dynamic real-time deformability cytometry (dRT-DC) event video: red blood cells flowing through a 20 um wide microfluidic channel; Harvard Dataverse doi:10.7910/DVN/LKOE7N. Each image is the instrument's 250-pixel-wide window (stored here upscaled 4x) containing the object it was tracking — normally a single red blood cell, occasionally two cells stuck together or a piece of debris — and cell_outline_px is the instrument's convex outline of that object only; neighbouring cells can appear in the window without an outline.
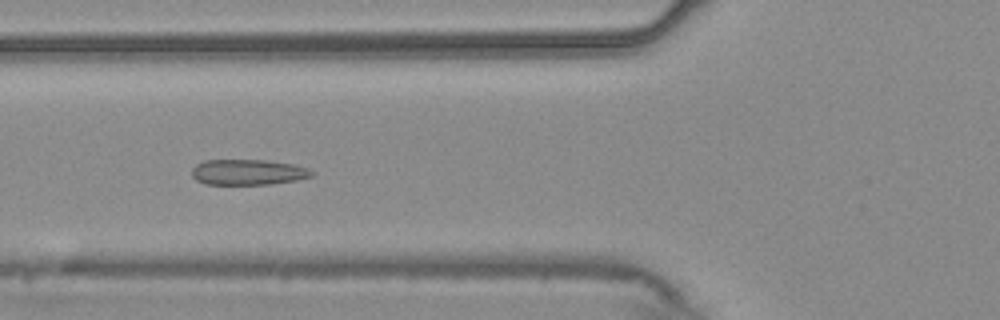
{"species": "common noctule bat (a hibernating species)", "species_latin": "Nyctalus noctula", "temperature_condition": "warm", "stored_images_in_passage": 55, "camera_frame_rate_fps": 3000, "um_per_image_px": 0.085, "animal": {"sex": "male", "body_mass_g": 20.4}, "frame": {"image": 1, "passage_image": 21, "time_ms": 6.667, "image_size_px": [1000, 320], "cell_outline_px": [[316, 172], [312, 176], [296, 180], [272, 184], [204, 184], [196, 180], [192, 176], [192, 168], [196, 164], [204, 160], [264, 160], [292, 164], [308, 168]], "centroid_in_image_um": [21.07, 14.63], "position_along_channel_um": 104.7, "area_um2": 17.92}}
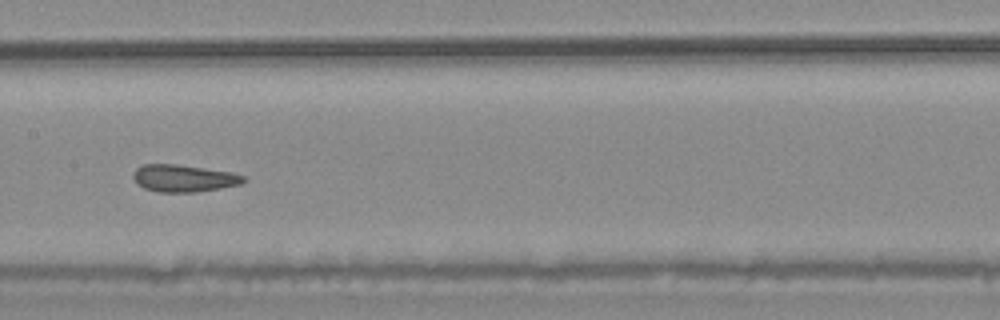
{"frame": {"image": 2, "passage_image": 28, "time_ms": 9.0, "image_size_px": [1000, 320], "cell_outline_px": [[248, 180], [240, 184], [220, 188], [196, 192], [160, 192], [144, 188], [136, 184], [132, 176], [132, 172], [136, 168], [144, 164], [176, 164], [232, 172], [244, 176]], "centroid_in_image_um": [15.59, 15.15], "position_along_channel_um": 191.8, "area_um2": 17.57}}
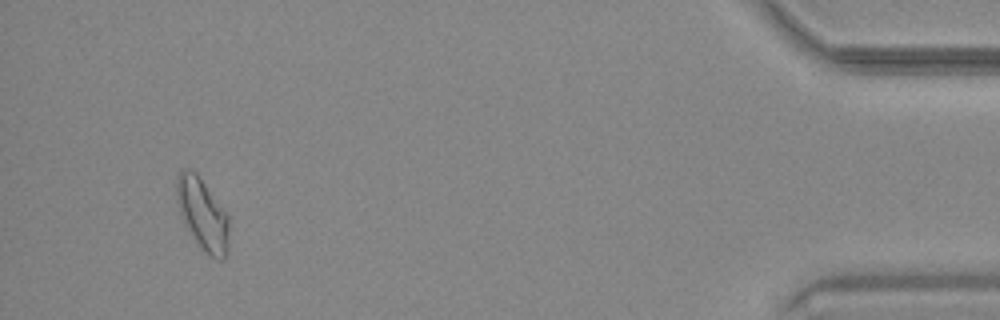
{"frame": {"image": 3, "passage_image": 52, "time_ms": 17.0, "image_size_px": [1000, 320], "cell_outline_px": [[228, 252], [224, 260], [220, 260], [212, 256], [196, 240], [180, 216], [176, 200], [176, 176], [180, 168], [188, 168], [196, 172], [228, 216]], "centroid_in_image_um": [17.18, 18.14], "position_along_channel_um": 418.0, "area_um2": 21.5}, "authors_computed_cell_mechanics": {"area_um2": 19.3052, "velocity_mm_per_s": 3.7194, "shape_relaxation_time_tau1_ms": null, "shape_relaxation_time_tau2_ms": 1.0547, "deformation_change_tau1": null, "deformation_change_tau2": 0.0678}}